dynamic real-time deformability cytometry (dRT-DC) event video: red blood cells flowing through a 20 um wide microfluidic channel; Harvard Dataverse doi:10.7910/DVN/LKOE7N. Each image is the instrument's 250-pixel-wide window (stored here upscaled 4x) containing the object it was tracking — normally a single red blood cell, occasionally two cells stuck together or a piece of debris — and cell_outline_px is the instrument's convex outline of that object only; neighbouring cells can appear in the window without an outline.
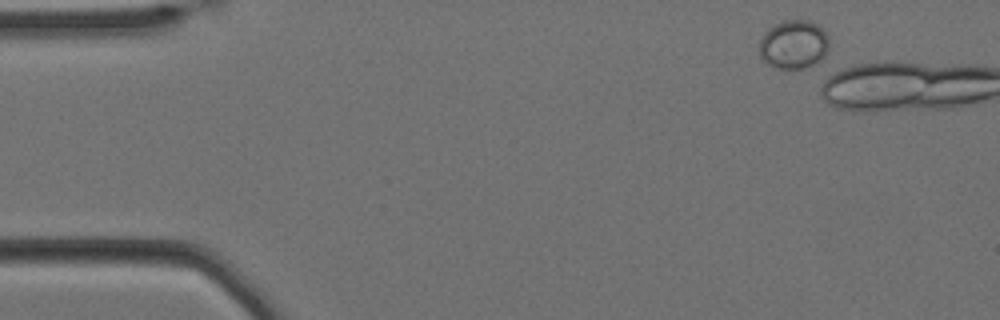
{"species": "Egyptian fruit bat (a non-hibernating species)", "species_latin": "Rousettus aegyptiacus", "temperature_condition": "cold", "stored_images_in_passage": 1, "camera_frame_rate_fps": 3000, "um_per_image_px": 0.085, "animal": {"sex": "female"}, "frame": {"image": 1, "passage_image": 1, "time_ms": 0.0, "image_size_px": [1000, 320], "cell_outline_px": [[828, 48], [824, 56], [820, 60], [804, 68], [776, 68], [760, 60], [760, 40], [764, 32], [768, 28], [784, 20], [808, 20], [816, 24], [828, 32]], "centroid_in_image_um": [67.45, 3.77], "position_along_channel_um": 17.5, "area_um2": 19.88}}